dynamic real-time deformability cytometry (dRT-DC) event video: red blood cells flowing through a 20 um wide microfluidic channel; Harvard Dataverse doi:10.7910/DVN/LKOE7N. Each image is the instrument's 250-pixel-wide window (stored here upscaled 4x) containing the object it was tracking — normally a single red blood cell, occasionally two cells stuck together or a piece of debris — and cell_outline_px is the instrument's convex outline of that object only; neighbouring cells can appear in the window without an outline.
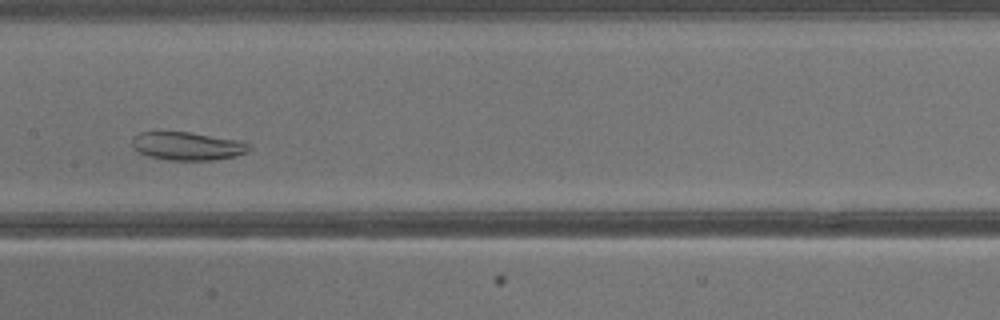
{"species": "common noctule bat (a hibernating species)", "species_latin": "Nyctalus noctula", "temperature_condition": "warm", "stored_images_in_passage": 36, "segment_of_instrument_passage": [1, 2], "camera_frame_rate_fps": 3000, "um_per_image_px": 0.085, "animal": {"sex": "male", "body_mass_g": 13.3}, "frame": {"image": 1, "passage_image": 16, "time_ms": 5.0, "image_size_px": [1000, 320], "cell_outline_px": [[252, 148], [236, 156], [212, 160], [168, 160], [148, 156], [140, 152], [132, 144], [132, 140], [140, 132], [188, 132], [248, 140], [252, 144]], "centroid_in_image_um": [16.05, 12.4], "position_along_channel_um": 191.3, "area_um2": 19.42}}